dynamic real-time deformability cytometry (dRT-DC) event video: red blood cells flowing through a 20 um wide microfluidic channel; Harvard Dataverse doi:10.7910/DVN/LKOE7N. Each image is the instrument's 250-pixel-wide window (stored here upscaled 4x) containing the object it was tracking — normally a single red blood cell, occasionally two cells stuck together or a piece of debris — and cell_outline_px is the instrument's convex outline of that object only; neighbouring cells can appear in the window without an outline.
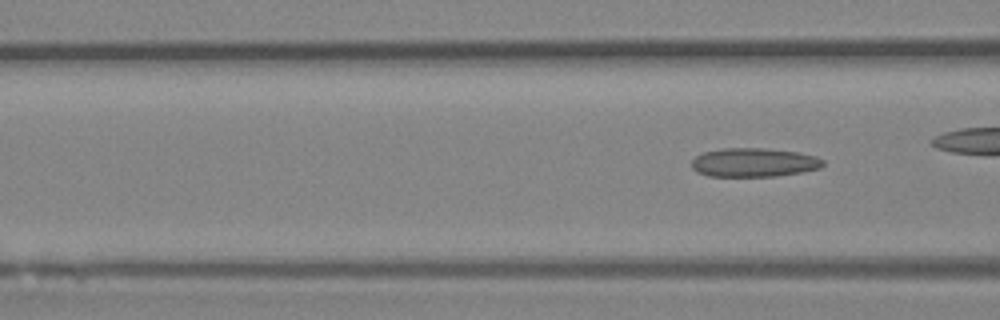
{"species": "Egyptian fruit bat (a non-hibernating species)", "species_latin": "Rousettus aegyptiacus", "temperature_condition": "room temperature", "stored_images_in_passage": 7, "segment_of_instrument_passage": [2, 2], "camera_frame_rate_fps": 3000, "um_per_image_px": 0.085, "animal": {"sex": "female"}, "frame": {"image": 1, "passage_image": 7, "time_ms": 2.0, "image_size_px": [1000, 320], "cell_outline_px": [[824, 164], [820, 168], [800, 172], [776, 176], [708, 176], [696, 172], [692, 168], [692, 160], [696, 156], [704, 152], [724, 148], [764, 148], [800, 152], [816, 156], [824, 160]], "centroid_in_image_um": [64.09, 13.8], "position_along_channel_um": 102.5, "area_um2": 22.14}}